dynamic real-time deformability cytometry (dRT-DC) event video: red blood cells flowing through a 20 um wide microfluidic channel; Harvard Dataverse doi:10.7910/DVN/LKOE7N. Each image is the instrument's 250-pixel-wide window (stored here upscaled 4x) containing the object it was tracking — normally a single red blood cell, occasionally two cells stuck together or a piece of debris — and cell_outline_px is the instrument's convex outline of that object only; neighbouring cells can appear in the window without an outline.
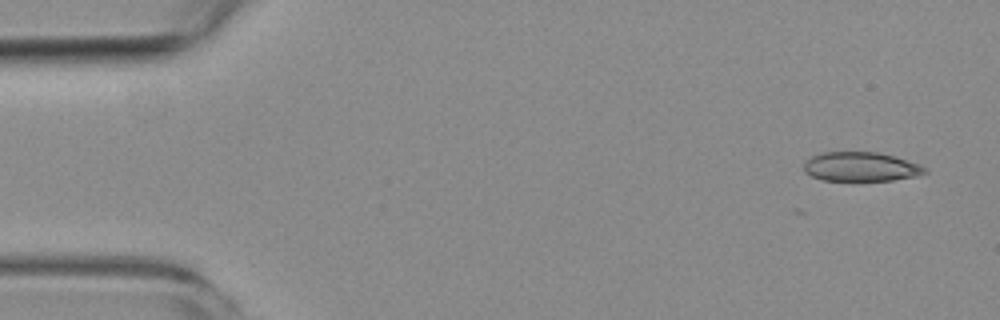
{"species": "common noctule bat (a hibernating species)", "species_latin": "Nyctalus noctula", "temperature_condition": "room temperature", "stored_images_in_passage": 4, "camera_frame_rate_fps": 3000, "um_per_image_px": 0.085, "animal": {"sex": "female", "body_mass_g": 19.3, "forearm_length_mm": 54.1}, "frame": {"image": 1, "passage_image": 1, "time_ms": 0.0, "image_size_px": [1000, 320], "cell_outline_px": [[928, 172], [916, 176], [892, 180], [824, 180], [812, 176], [804, 172], [804, 160], [820, 152], [880, 152], [920, 164], [928, 168]], "centroid_in_image_um": [73.17, 14.16], "position_along_channel_um": 11.8, "area_um2": 20.69}}